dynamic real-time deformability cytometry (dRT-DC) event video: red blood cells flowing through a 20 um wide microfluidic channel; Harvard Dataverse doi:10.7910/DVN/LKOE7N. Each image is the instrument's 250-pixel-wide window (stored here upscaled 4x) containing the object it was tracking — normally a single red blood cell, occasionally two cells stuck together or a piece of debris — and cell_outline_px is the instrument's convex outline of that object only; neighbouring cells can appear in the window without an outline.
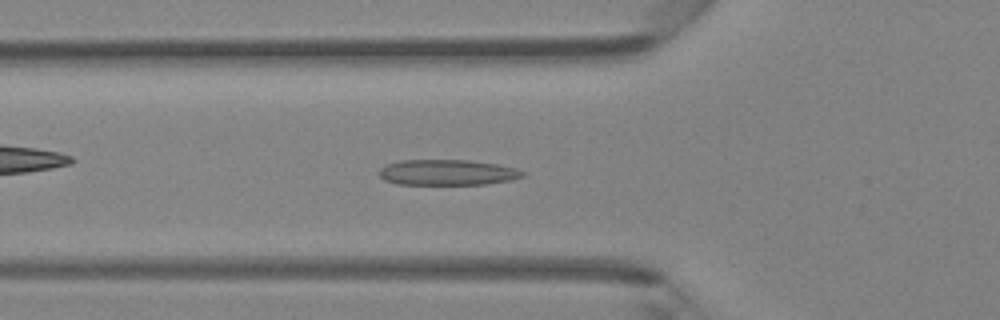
{"species": "Egyptian fruit bat (a non-hibernating species)", "species_latin": "Rousettus aegyptiacus", "temperature_condition": "room temperature", "stored_images_in_passage": 44, "camera_frame_rate_fps": 3000, "um_per_image_px": 0.085, "animal": {"sex": "female"}, "frame": {"image": 1, "passage_image": 13, "time_ms": 4.0, "image_size_px": [1000, 320], "cell_outline_px": [[524, 176], [512, 180], [484, 184], [400, 184], [384, 180], [380, 176], [380, 168], [388, 164], [400, 160], [468, 160], [496, 164], [516, 168], [524, 172]], "centroid_in_image_um": [38.04, 14.65], "position_along_channel_um": 87.8, "area_um2": 21.27}}
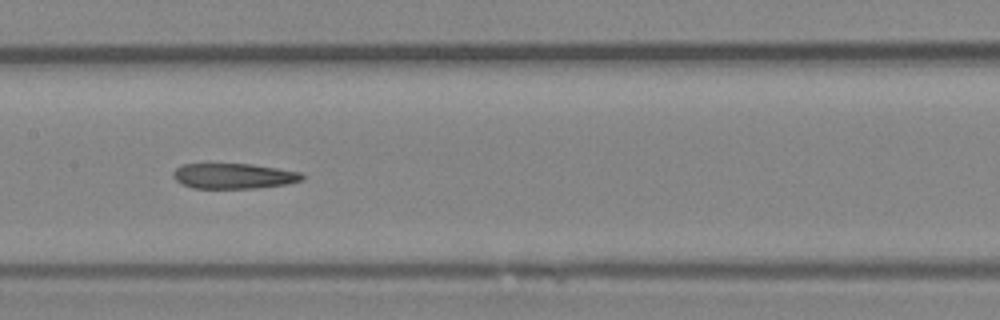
{"frame": {"image": 2, "passage_image": 20, "time_ms": 6.333, "image_size_px": [1000, 320], "cell_outline_px": [[304, 180], [288, 184], [256, 188], [192, 188], [176, 180], [172, 176], [172, 172], [176, 168], [184, 164], [252, 164], [300, 172], [304, 176]], "centroid_in_image_um": [19.88, 14.96], "position_along_channel_um": 187.5, "area_um2": 19.02}}
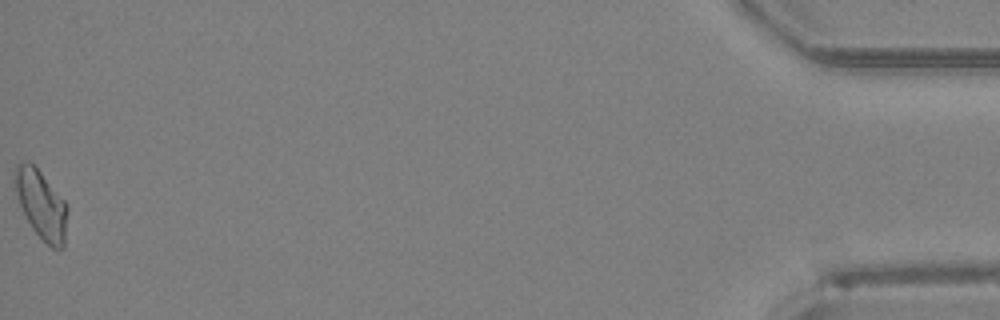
{"frame": {"image": 3, "passage_image": 44, "time_ms": 14.333, "image_size_px": [1000, 320], "cell_outline_px": [[68, 212], [64, 248], [52, 248], [32, 228], [20, 204], [12, 180], [12, 172], [16, 164], [20, 160], [28, 160], [40, 172], [68, 204]], "centroid_in_image_um": [3.49, 17.33], "position_along_channel_um": 431.7, "area_um2": 21.15}}